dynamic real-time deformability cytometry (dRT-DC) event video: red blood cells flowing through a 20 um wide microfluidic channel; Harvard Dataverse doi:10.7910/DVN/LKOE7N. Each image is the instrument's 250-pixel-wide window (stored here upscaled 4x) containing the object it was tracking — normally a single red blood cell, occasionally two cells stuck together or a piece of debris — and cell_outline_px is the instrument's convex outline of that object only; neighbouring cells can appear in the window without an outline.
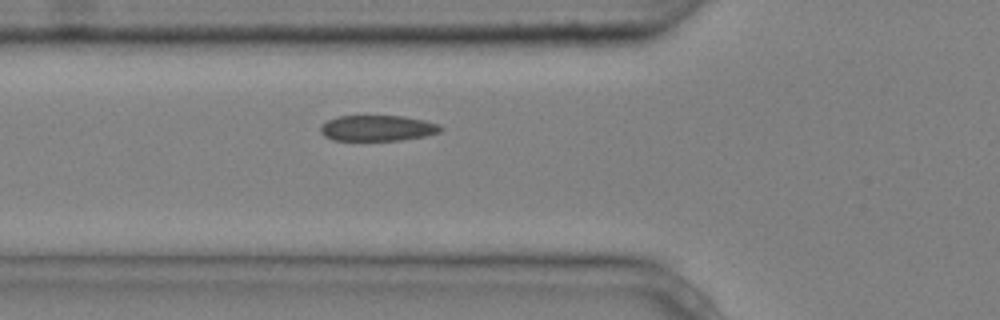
{"species": "common noctule bat (a hibernating species)", "species_latin": "Nyctalus noctula", "temperature_condition": "cold", "stored_images_in_passage": 7, "segment_of_instrument_passage": [1, 2], "camera_frame_rate_fps": 3000, "um_per_image_px": 0.085, "animal": {"sex": "male", "body_mass_g": 20.4}, "frame": {"image": 1, "passage_image": 6, "time_ms": 1.667, "image_size_px": [1000, 320], "cell_outline_px": [[444, 128], [440, 132], [424, 136], [400, 140], [332, 140], [324, 136], [320, 132], [320, 128], [328, 120], [336, 116], [404, 116], [424, 120], [440, 124]], "centroid_in_image_um": [32.1, 10.89], "position_along_channel_um": 93.7, "area_um2": 18.03}}